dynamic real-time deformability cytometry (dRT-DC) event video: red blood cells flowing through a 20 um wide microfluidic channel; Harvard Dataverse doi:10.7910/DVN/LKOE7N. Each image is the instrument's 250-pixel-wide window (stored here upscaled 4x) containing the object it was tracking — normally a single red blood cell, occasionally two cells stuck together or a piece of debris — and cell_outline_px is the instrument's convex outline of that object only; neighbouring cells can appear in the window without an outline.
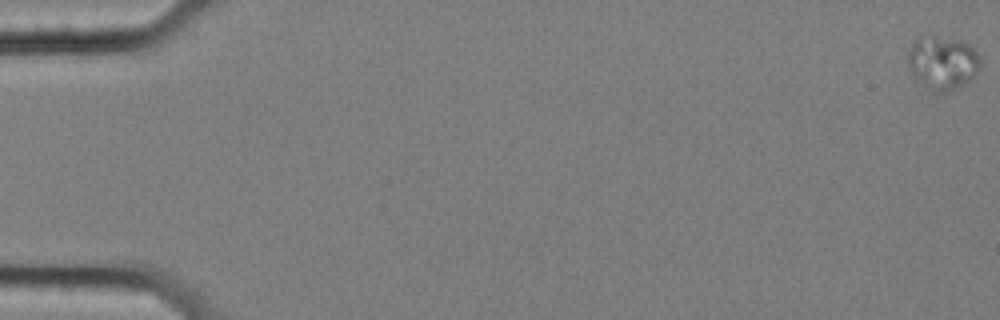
{"species": "common noctule bat (a hibernating species)", "species_latin": "Nyctalus noctula", "temperature_condition": "cold", "stored_images_in_passage": 60, "camera_frame_rate_fps": 3000, "um_per_image_px": 0.085, "animal": {"sex": "female", "body_mass_g": 25.1}, "frame": {"image": 1, "passage_image": 1, "time_ms": 0.0, "image_size_px": [1000, 320], "cell_outline_px": [[980, 68], [972, 80], [936, 96], [912, 76], [908, 64], [908, 52], [912, 44], [920, 36], [964, 40], [980, 56]], "centroid_in_image_um": [80.12, 5.37], "position_along_channel_um": 4.9, "area_um2": 22.77}}
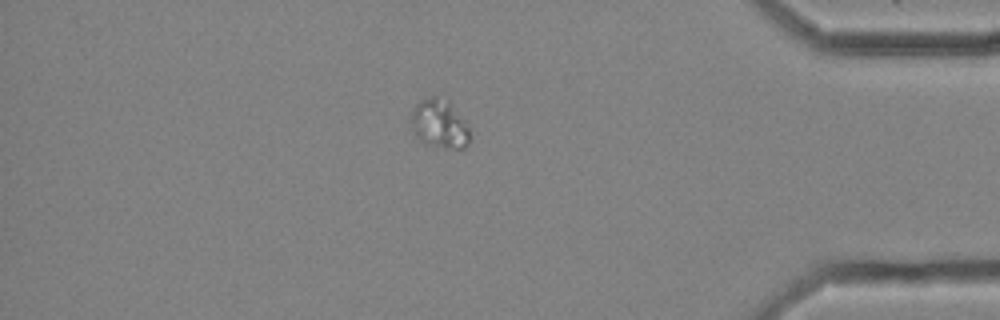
{"frame": {"image": 2, "passage_image": 52, "time_ms": 17.0, "image_size_px": [1000, 320], "cell_outline_px": [[468, 144], [464, 148], [444, 148], [424, 144], [416, 136], [412, 128], [412, 112], [416, 104], [420, 100], [432, 96], [436, 96], [448, 100], [464, 120], [468, 128]], "centroid_in_image_um": [37.34, 10.53], "position_along_channel_um": 397.9, "area_um2": 16.47}}
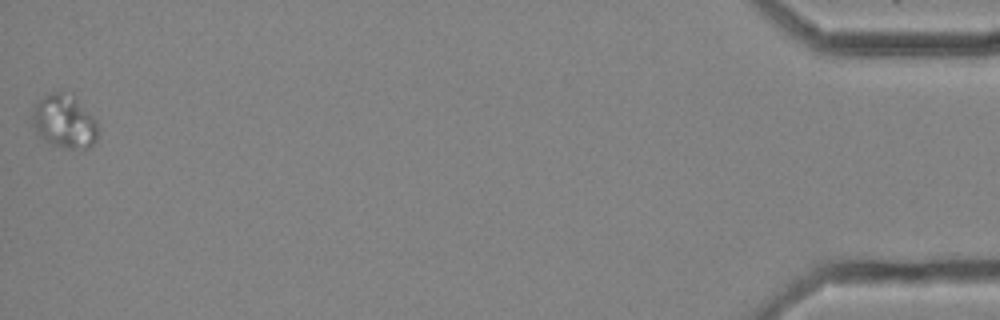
{"frame": {"image": 3, "passage_image": 60, "time_ms": 19.667, "image_size_px": [1000, 320], "cell_outline_px": [[96, 140], [88, 148], [64, 148], [52, 144], [44, 140], [36, 132], [28, 120], [32, 108], [48, 92], [72, 92], [76, 96], [96, 120]], "centroid_in_image_um": [5.41, 10.28], "position_along_channel_um": 429.8, "area_um2": 20.87}}